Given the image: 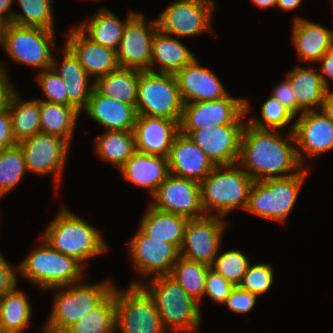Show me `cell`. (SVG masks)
<instances>
[{"label": "cell", "instance_id": "1", "mask_svg": "<svg viewBox=\"0 0 333 333\" xmlns=\"http://www.w3.org/2000/svg\"><path fill=\"white\" fill-rule=\"evenodd\" d=\"M274 132L276 130L258 129L245 123L237 163L246 167L244 171L254 181L295 175L298 172L280 174L302 167L301 151L288 141L295 143L293 132L285 140Z\"/></svg>", "mask_w": 333, "mask_h": 333}, {"label": "cell", "instance_id": "2", "mask_svg": "<svg viewBox=\"0 0 333 333\" xmlns=\"http://www.w3.org/2000/svg\"><path fill=\"white\" fill-rule=\"evenodd\" d=\"M149 287L140 284L153 298L163 328L192 333L201 323L198 302L169 275L152 276ZM169 327V328H168Z\"/></svg>", "mask_w": 333, "mask_h": 333}, {"label": "cell", "instance_id": "3", "mask_svg": "<svg viewBox=\"0 0 333 333\" xmlns=\"http://www.w3.org/2000/svg\"><path fill=\"white\" fill-rule=\"evenodd\" d=\"M42 240L52 249L75 258L81 264L107 250L100 231L66 208H62L46 228Z\"/></svg>", "mask_w": 333, "mask_h": 333}, {"label": "cell", "instance_id": "4", "mask_svg": "<svg viewBox=\"0 0 333 333\" xmlns=\"http://www.w3.org/2000/svg\"><path fill=\"white\" fill-rule=\"evenodd\" d=\"M236 165L215 166L199 183L203 212L213 208L220 217L238 206L246 209L254 180Z\"/></svg>", "mask_w": 333, "mask_h": 333}, {"label": "cell", "instance_id": "5", "mask_svg": "<svg viewBox=\"0 0 333 333\" xmlns=\"http://www.w3.org/2000/svg\"><path fill=\"white\" fill-rule=\"evenodd\" d=\"M288 177L254 181L245 210L266 219L282 221L293 209L307 170Z\"/></svg>", "mask_w": 333, "mask_h": 333}, {"label": "cell", "instance_id": "6", "mask_svg": "<svg viewBox=\"0 0 333 333\" xmlns=\"http://www.w3.org/2000/svg\"><path fill=\"white\" fill-rule=\"evenodd\" d=\"M41 241L45 244L32 251L19 265L18 271L42 289L65 288L76 284L82 278L81 263Z\"/></svg>", "mask_w": 333, "mask_h": 333}, {"label": "cell", "instance_id": "7", "mask_svg": "<svg viewBox=\"0 0 333 333\" xmlns=\"http://www.w3.org/2000/svg\"><path fill=\"white\" fill-rule=\"evenodd\" d=\"M183 105L174 74L140 72L135 106L137 115L180 120Z\"/></svg>", "mask_w": 333, "mask_h": 333}, {"label": "cell", "instance_id": "8", "mask_svg": "<svg viewBox=\"0 0 333 333\" xmlns=\"http://www.w3.org/2000/svg\"><path fill=\"white\" fill-rule=\"evenodd\" d=\"M112 282L106 281L97 285L72 284L66 291L58 292L48 322L44 326L45 333H63L96 307L113 289ZM76 285V286H75Z\"/></svg>", "mask_w": 333, "mask_h": 333}, {"label": "cell", "instance_id": "9", "mask_svg": "<svg viewBox=\"0 0 333 333\" xmlns=\"http://www.w3.org/2000/svg\"><path fill=\"white\" fill-rule=\"evenodd\" d=\"M115 301L116 332L167 333L161 324L153 298L140 283H131L126 291L115 288Z\"/></svg>", "mask_w": 333, "mask_h": 333}, {"label": "cell", "instance_id": "10", "mask_svg": "<svg viewBox=\"0 0 333 333\" xmlns=\"http://www.w3.org/2000/svg\"><path fill=\"white\" fill-rule=\"evenodd\" d=\"M54 41V30L9 23L1 44L15 62L39 67L43 71L52 67L50 48L55 47Z\"/></svg>", "mask_w": 333, "mask_h": 333}, {"label": "cell", "instance_id": "11", "mask_svg": "<svg viewBox=\"0 0 333 333\" xmlns=\"http://www.w3.org/2000/svg\"><path fill=\"white\" fill-rule=\"evenodd\" d=\"M248 102L229 94L213 101L190 102L183 105L179 130H198L221 125H244L241 118L249 110Z\"/></svg>", "mask_w": 333, "mask_h": 333}, {"label": "cell", "instance_id": "12", "mask_svg": "<svg viewBox=\"0 0 333 333\" xmlns=\"http://www.w3.org/2000/svg\"><path fill=\"white\" fill-rule=\"evenodd\" d=\"M213 8L211 0H178L156 19L158 29L168 35L175 34L178 39L210 31Z\"/></svg>", "mask_w": 333, "mask_h": 333}, {"label": "cell", "instance_id": "13", "mask_svg": "<svg viewBox=\"0 0 333 333\" xmlns=\"http://www.w3.org/2000/svg\"><path fill=\"white\" fill-rule=\"evenodd\" d=\"M157 22L146 24L143 14L129 13L116 57L119 67L150 71L152 41Z\"/></svg>", "mask_w": 333, "mask_h": 333}, {"label": "cell", "instance_id": "14", "mask_svg": "<svg viewBox=\"0 0 333 333\" xmlns=\"http://www.w3.org/2000/svg\"><path fill=\"white\" fill-rule=\"evenodd\" d=\"M17 144L23 152L27 171L42 175L54 172V184L58 187L70 143L59 136L40 132Z\"/></svg>", "mask_w": 333, "mask_h": 333}, {"label": "cell", "instance_id": "15", "mask_svg": "<svg viewBox=\"0 0 333 333\" xmlns=\"http://www.w3.org/2000/svg\"><path fill=\"white\" fill-rule=\"evenodd\" d=\"M245 125H221L198 130H179L192 140L214 166L237 164Z\"/></svg>", "mask_w": 333, "mask_h": 333}, {"label": "cell", "instance_id": "16", "mask_svg": "<svg viewBox=\"0 0 333 333\" xmlns=\"http://www.w3.org/2000/svg\"><path fill=\"white\" fill-rule=\"evenodd\" d=\"M152 196L155 200L150 205L160 211L181 215L188 219L207 216L202 214L200 185L194 180L169 174Z\"/></svg>", "mask_w": 333, "mask_h": 333}, {"label": "cell", "instance_id": "17", "mask_svg": "<svg viewBox=\"0 0 333 333\" xmlns=\"http://www.w3.org/2000/svg\"><path fill=\"white\" fill-rule=\"evenodd\" d=\"M225 226L226 224L218 215L189 219L180 248V256L210 266L218 254Z\"/></svg>", "mask_w": 333, "mask_h": 333}, {"label": "cell", "instance_id": "18", "mask_svg": "<svg viewBox=\"0 0 333 333\" xmlns=\"http://www.w3.org/2000/svg\"><path fill=\"white\" fill-rule=\"evenodd\" d=\"M130 253L137 270L144 275H169L180 250L165 240L152 239L141 229L130 241Z\"/></svg>", "mask_w": 333, "mask_h": 333}, {"label": "cell", "instance_id": "19", "mask_svg": "<svg viewBox=\"0 0 333 333\" xmlns=\"http://www.w3.org/2000/svg\"><path fill=\"white\" fill-rule=\"evenodd\" d=\"M179 121L137 115L133 128L136 151L167 158L179 133Z\"/></svg>", "mask_w": 333, "mask_h": 333}, {"label": "cell", "instance_id": "20", "mask_svg": "<svg viewBox=\"0 0 333 333\" xmlns=\"http://www.w3.org/2000/svg\"><path fill=\"white\" fill-rule=\"evenodd\" d=\"M174 76L184 104L213 101L228 95L218 78L207 68L200 66L196 58Z\"/></svg>", "mask_w": 333, "mask_h": 333}, {"label": "cell", "instance_id": "21", "mask_svg": "<svg viewBox=\"0 0 333 333\" xmlns=\"http://www.w3.org/2000/svg\"><path fill=\"white\" fill-rule=\"evenodd\" d=\"M169 173L200 183L215 167L186 135L178 133L168 155Z\"/></svg>", "mask_w": 333, "mask_h": 333}, {"label": "cell", "instance_id": "22", "mask_svg": "<svg viewBox=\"0 0 333 333\" xmlns=\"http://www.w3.org/2000/svg\"><path fill=\"white\" fill-rule=\"evenodd\" d=\"M295 144L309 157L333 149V122L322 112L305 111L292 126Z\"/></svg>", "mask_w": 333, "mask_h": 333}, {"label": "cell", "instance_id": "23", "mask_svg": "<svg viewBox=\"0 0 333 333\" xmlns=\"http://www.w3.org/2000/svg\"><path fill=\"white\" fill-rule=\"evenodd\" d=\"M68 36L65 46L89 76L97 79L119 67L115 50L92 42L77 27L72 28Z\"/></svg>", "mask_w": 333, "mask_h": 333}, {"label": "cell", "instance_id": "24", "mask_svg": "<svg viewBox=\"0 0 333 333\" xmlns=\"http://www.w3.org/2000/svg\"><path fill=\"white\" fill-rule=\"evenodd\" d=\"M84 110L90 118L106 127L107 131H133L137 118L133 105L103 96L95 89Z\"/></svg>", "mask_w": 333, "mask_h": 333}, {"label": "cell", "instance_id": "25", "mask_svg": "<svg viewBox=\"0 0 333 333\" xmlns=\"http://www.w3.org/2000/svg\"><path fill=\"white\" fill-rule=\"evenodd\" d=\"M128 181L154 194L169 173L168 158L136 151L119 169Z\"/></svg>", "mask_w": 333, "mask_h": 333}, {"label": "cell", "instance_id": "26", "mask_svg": "<svg viewBox=\"0 0 333 333\" xmlns=\"http://www.w3.org/2000/svg\"><path fill=\"white\" fill-rule=\"evenodd\" d=\"M293 28L292 41L301 60L319 61L333 47V31L321 25L297 17Z\"/></svg>", "mask_w": 333, "mask_h": 333}, {"label": "cell", "instance_id": "27", "mask_svg": "<svg viewBox=\"0 0 333 333\" xmlns=\"http://www.w3.org/2000/svg\"><path fill=\"white\" fill-rule=\"evenodd\" d=\"M195 59L190 52L176 37L156 30L151 49L150 71L158 64L157 72L175 74ZM153 66V67H152Z\"/></svg>", "mask_w": 333, "mask_h": 333}, {"label": "cell", "instance_id": "28", "mask_svg": "<svg viewBox=\"0 0 333 333\" xmlns=\"http://www.w3.org/2000/svg\"><path fill=\"white\" fill-rule=\"evenodd\" d=\"M187 217L160 211L151 205L140 223V229L152 239L165 240L179 250L182 246Z\"/></svg>", "mask_w": 333, "mask_h": 333}, {"label": "cell", "instance_id": "29", "mask_svg": "<svg viewBox=\"0 0 333 333\" xmlns=\"http://www.w3.org/2000/svg\"><path fill=\"white\" fill-rule=\"evenodd\" d=\"M291 88L293 90L298 107L305 111H313L321 107L328 90V82L323 75L314 69L295 67L288 73Z\"/></svg>", "mask_w": 333, "mask_h": 333}, {"label": "cell", "instance_id": "30", "mask_svg": "<svg viewBox=\"0 0 333 333\" xmlns=\"http://www.w3.org/2000/svg\"><path fill=\"white\" fill-rule=\"evenodd\" d=\"M12 88L7 95L5 105L11 117L12 133L16 142L32 137L41 132L40 100L21 102Z\"/></svg>", "mask_w": 333, "mask_h": 333}, {"label": "cell", "instance_id": "31", "mask_svg": "<svg viewBox=\"0 0 333 333\" xmlns=\"http://www.w3.org/2000/svg\"><path fill=\"white\" fill-rule=\"evenodd\" d=\"M141 70L118 67L95 79L94 89L103 96L112 97L136 106L139 74Z\"/></svg>", "mask_w": 333, "mask_h": 333}, {"label": "cell", "instance_id": "32", "mask_svg": "<svg viewBox=\"0 0 333 333\" xmlns=\"http://www.w3.org/2000/svg\"><path fill=\"white\" fill-rule=\"evenodd\" d=\"M125 22L120 21L111 11L101 8L88 23L77 27L92 42L117 51Z\"/></svg>", "mask_w": 333, "mask_h": 333}, {"label": "cell", "instance_id": "33", "mask_svg": "<svg viewBox=\"0 0 333 333\" xmlns=\"http://www.w3.org/2000/svg\"><path fill=\"white\" fill-rule=\"evenodd\" d=\"M116 301L114 289L79 321L63 333H116Z\"/></svg>", "mask_w": 333, "mask_h": 333}, {"label": "cell", "instance_id": "34", "mask_svg": "<svg viewBox=\"0 0 333 333\" xmlns=\"http://www.w3.org/2000/svg\"><path fill=\"white\" fill-rule=\"evenodd\" d=\"M79 114L74 107L41 100V132L59 136L70 143Z\"/></svg>", "mask_w": 333, "mask_h": 333}, {"label": "cell", "instance_id": "35", "mask_svg": "<svg viewBox=\"0 0 333 333\" xmlns=\"http://www.w3.org/2000/svg\"><path fill=\"white\" fill-rule=\"evenodd\" d=\"M97 139L96 153L119 169L136 152L133 131H106Z\"/></svg>", "mask_w": 333, "mask_h": 333}, {"label": "cell", "instance_id": "36", "mask_svg": "<svg viewBox=\"0 0 333 333\" xmlns=\"http://www.w3.org/2000/svg\"><path fill=\"white\" fill-rule=\"evenodd\" d=\"M209 265L187 260L183 257L175 262L169 274L181 288L198 303L204 295Z\"/></svg>", "mask_w": 333, "mask_h": 333}, {"label": "cell", "instance_id": "37", "mask_svg": "<svg viewBox=\"0 0 333 333\" xmlns=\"http://www.w3.org/2000/svg\"><path fill=\"white\" fill-rule=\"evenodd\" d=\"M26 295L13 289L0 298V323L4 330L23 331L31 317V305Z\"/></svg>", "mask_w": 333, "mask_h": 333}, {"label": "cell", "instance_id": "38", "mask_svg": "<svg viewBox=\"0 0 333 333\" xmlns=\"http://www.w3.org/2000/svg\"><path fill=\"white\" fill-rule=\"evenodd\" d=\"M51 1L18 0L24 14L13 12L11 23L25 27L54 30Z\"/></svg>", "mask_w": 333, "mask_h": 333}, {"label": "cell", "instance_id": "39", "mask_svg": "<svg viewBox=\"0 0 333 333\" xmlns=\"http://www.w3.org/2000/svg\"><path fill=\"white\" fill-rule=\"evenodd\" d=\"M27 171L19 145L0 151V197L15 188Z\"/></svg>", "mask_w": 333, "mask_h": 333}, {"label": "cell", "instance_id": "40", "mask_svg": "<svg viewBox=\"0 0 333 333\" xmlns=\"http://www.w3.org/2000/svg\"><path fill=\"white\" fill-rule=\"evenodd\" d=\"M248 258L240 251H227L213 260L210 268L221 274L227 281L238 286L249 267Z\"/></svg>", "mask_w": 333, "mask_h": 333}, {"label": "cell", "instance_id": "41", "mask_svg": "<svg viewBox=\"0 0 333 333\" xmlns=\"http://www.w3.org/2000/svg\"><path fill=\"white\" fill-rule=\"evenodd\" d=\"M261 114L267 124L257 117L250 119L248 124L258 129L276 130L289 124L294 118V115L272 96L263 104Z\"/></svg>", "mask_w": 333, "mask_h": 333}, {"label": "cell", "instance_id": "42", "mask_svg": "<svg viewBox=\"0 0 333 333\" xmlns=\"http://www.w3.org/2000/svg\"><path fill=\"white\" fill-rule=\"evenodd\" d=\"M273 273L269 264L249 265L238 286L245 291L255 293L257 296L264 294L272 285Z\"/></svg>", "mask_w": 333, "mask_h": 333}, {"label": "cell", "instance_id": "43", "mask_svg": "<svg viewBox=\"0 0 333 333\" xmlns=\"http://www.w3.org/2000/svg\"><path fill=\"white\" fill-rule=\"evenodd\" d=\"M37 80L46 96V100L52 103L69 106L68 94L65 81L54 71L48 68L37 74Z\"/></svg>", "mask_w": 333, "mask_h": 333}, {"label": "cell", "instance_id": "44", "mask_svg": "<svg viewBox=\"0 0 333 333\" xmlns=\"http://www.w3.org/2000/svg\"><path fill=\"white\" fill-rule=\"evenodd\" d=\"M234 287L235 285L227 281L221 274L211 268L208 269L204 295L207 294L211 300L224 304Z\"/></svg>", "mask_w": 333, "mask_h": 333}, {"label": "cell", "instance_id": "45", "mask_svg": "<svg viewBox=\"0 0 333 333\" xmlns=\"http://www.w3.org/2000/svg\"><path fill=\"white\" fill-rule=\"evenodd\" d=\"M64 57L60 68L55 58L52 59V68L66 82L67 80H88L90 77L78 62L74 54L65 46Z\"/></svg>", "mask_w": 333, "mask_h": 333}, {"label": "cell", "instance_id": "46", "mask_svg": "<svg viewBox=\"0 0 333 333\" xmlns=\"http://www.w3.org/2000/svg\"><path fill=\"white\" fill-rule=\"evenodd\" d=\"M88 82L89 80H67L65 82L69 106L74 107L78 112L86 108L94 89V83L90 85Z\"/></svg>", "mask_w": 333, "mask_h": 333}, {"label": "cell", "instance_id": "47", "mask_svg": "<svg viewBox=\"0 0 333 333\" xmlns=\"http://www.w3.org/2000/svg\"><path fill=\"white\" fill-rule=\"evenodd\" d=\"M257 297L255 293L245 291L239 286H235L224 304H227L233 312L247 313L254 307Z\"/></svg>", "mask_w": 333, "mask_h": 333}, {"label": "cell", "instance_id": "48", "mask_svg": "<svg viewBox=\"0 0 333 333\" xmlns=\"http://www.w3.org/2000/svg\"><path fill=\"white\" fill-rule=\"evenodd\" d=\"M272 97L277 99L281 104H283L294 116L302 110L298 107L293 90L291 88L289 79H285L280 84L275 86L272 92Z\"/></svg>", "mask_w": 333, "mask_h": 333}, {"label": "cell", "instance_id": "49", "mask_svg": "<svg viewBox=\"0 0 333 333\" xmlns=\"http://www.w3.org/2000/svg\"><path fill=\"white\" fill-rule=\"evenodd\" d=\"M17 145L12 133L11 117L6 105L0 108V151Z\"/></svg>", "mask_w": 333, "mask_h": 333}, {"label": "cell", "instance_id": "50", "mask_svg": "<svg viewBox=\"0 0 333 333\" xmlns=\"http://www.w3.org/2000/svg\"><path fill=\"white\" fill-rule=\"evenodd\" d=\"M17 280L14 270L0 254V298L17 288Z\"/></svg>", "mask_w": 333, "mask_h": 333}, {"label": "cell", "instance_id": "51", "mask_svg": "<svg viewBox=\"0 0 333 333\" xmlns=\"http://www.w3.org/2000/svg\"><path fill=\"white\" fill-rule=\"evenodd\" d=\"M321 63V72L333 80V47L330 48L319 60Z\"/></svg>", "mask_w": 333, "mask_h": 333}, {"label": "cell", "instance_id": "52", "mask_svg": "<svg viewBox=\"0 0 333 333\" xmlns=\"http://www.w3.org/2000/svg\"><path fill=\"white\" fill-rule=\"evenodd\" d=\"M321 112H323L333 122V92L327 90L324 100L321 105Z\"/></svg>", "mask_w": 333, "mask_h": 333}, {"label": "cell", "instance_id": "53", "mask_svg": "<svg viewBox=\"0 0 333 333\" xmlns=\"http://www.w3.org/2000/svg\"><path fill=\"white\" fill-rule=\"evenodd\" d=\"M13 0H0V17L7 23H11L13 11L10 10ZM7 13L8 16H5Z\"/></svg>", "mask_w": 333, "mask_h": 333}, {"label": "cell", "instance_id": "54", "mask_svg": "<svg viewBox=\"0 0 333 333\" xmlns=\"http://www.w3.org/2000/svg\"><path fill=\"white\" fill-rule=\"evenodd\" d=\"M301 0H277L276 5L283 10H292L298 7Z\"/></svg>", "mask_w": 333, "mask_h": 333}, {"label": "cell", "instance_id": "55", "mask_svg": "<svg viewBox=\"0 0 333 333\" xmlns=\"http://www.w3.org/2000/svg\"><path fill=\"white\" fill-rule=\"evenodd\" d=\"M252 3L260 8H267L276 5L277 0H251Z\"/></svg>", "mask_w": 333, "mask_h": 333}, {"label": "cell", "instance_id": "56", "mask_svg": "<svg viewBox=\"0 0 333 333\" xmlns=\"http://www.w3.org/2000/svg\"><path fill=\"white\" fill-rule=\"evenodd\" d=\"M7 23L0 17V43H2L3 32Z\"/></svg>", "mask_w": 333, "mask_h": 333}, {"label": "cell", "instance_id": "57", "mask_svg": "<svg viewBox=\"0 0 333 333\" xmlns=\"http://www.w3.org/2000/svg\"><path fill=\"white\" fill-rule=\"evenodd\" d=\"M2 333H22V331H19V330H3Z\"/></svg>", "mask_w": 333, "mask_h": 333}, {"label": "cell", "instance_id": "58", "mask_svg": "<svg viewBox=\"0 0 333 333\" xmlns=\"http://www.w3.org/2000/svg\"><path fill=\"white\" fill-rule=\"evenodd\" d=\"M3 330H4V329H3V326H2V324L0 323V333H2Z\"/></svg>", "mask_w": 333, "mask_h": 333}]
</instances>
